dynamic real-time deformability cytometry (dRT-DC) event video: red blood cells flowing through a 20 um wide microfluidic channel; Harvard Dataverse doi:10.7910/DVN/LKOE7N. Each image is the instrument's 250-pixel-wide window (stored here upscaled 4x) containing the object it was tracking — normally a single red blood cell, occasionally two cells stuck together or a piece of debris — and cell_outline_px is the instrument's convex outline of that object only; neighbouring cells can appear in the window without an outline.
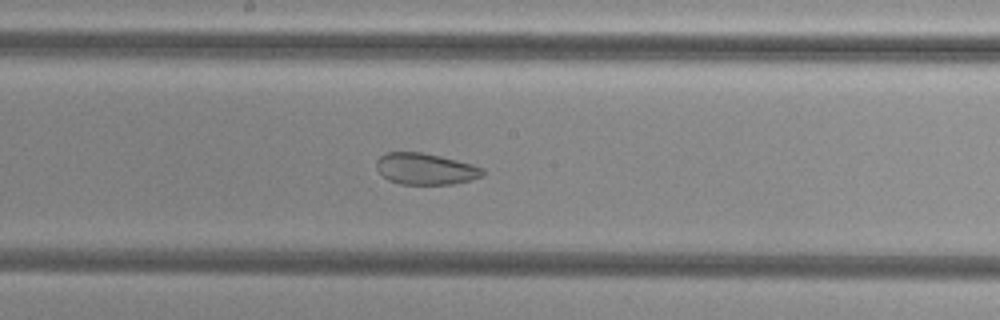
{"species": "common noctule bat (a hibernating species)", "species_latin": "Nyctalus noctula", "temperature_condition": "cold", "stored_images_in_passage": 56, "camera_frame_rate_fps": 3000, "um_per_image_px": 0.085, "animal": {"sex": "female", "body_mass_g": 29.2, "forearm_length_mm": 56.3}, "frame": {"image": 1, "passage_image": 30, "time_ms": 9.667, "image_size_px": [1000, 320], "cell_outline_px": [[484, 176], [456, 184], [400, 184], [388, 180], [376, 168], [376, 160], [380, 156], [388, 152], [420, 152], [440, 156], [472, 164], [484, 168]], "centroid_in_image_um": [36.18, 14.36], "position_along_channel_um": 212.0, "area_um2": 19.48}}
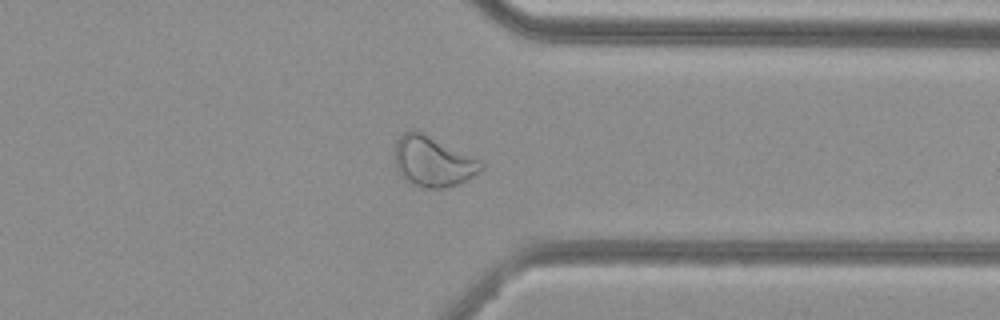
{"frame": {"image": 2, "passage_image": 43, "time_ms": 14.0, "image_size_px": [1000, 320], "cell_outline_px": [[484, 168], [480, 172], [468, 180], [444, 188], [420, 188], [412, 184], [396, 168], [396, 140], [404, 132], [424, 132], [480, 160], [484, 164]], "centroid_in_image_um": [36.84, 13.74], "position_along_channel_um": 374.6, "area_um2": 25.09}}
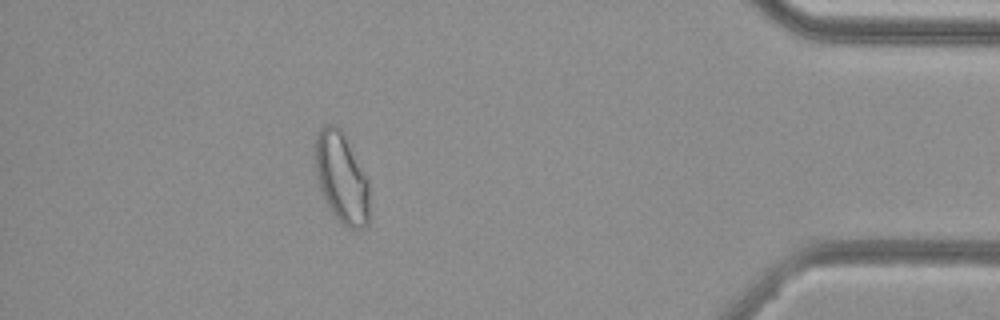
{"frame": {"image": 3, "passage_image": 49, "time_ms": 16.0, "image_size_px": [1000, 320], "cell_outline_px": [[368, 224], [364, 228], [348, 228], [332, 212], [320, 188], [316, 176], [316, 132], [324, 124], [336, 124], [340, 128], [368, 180]], "centroid_in_image_um": [29.02, 15.09], "position_along_channel_um": 406.2, "area_um2": 27.98}, "authors_computed_cell_mechanics": {"area_um2": 28.5243, "velocity_mm_per_s": 3.798, "shape_relaxation_time_tau1_ms": null, "shape_relaxation_time_tau2_ms": 1.7567, "deformation_change_tau1": null, "deformation_change_tau2": 0.073}}